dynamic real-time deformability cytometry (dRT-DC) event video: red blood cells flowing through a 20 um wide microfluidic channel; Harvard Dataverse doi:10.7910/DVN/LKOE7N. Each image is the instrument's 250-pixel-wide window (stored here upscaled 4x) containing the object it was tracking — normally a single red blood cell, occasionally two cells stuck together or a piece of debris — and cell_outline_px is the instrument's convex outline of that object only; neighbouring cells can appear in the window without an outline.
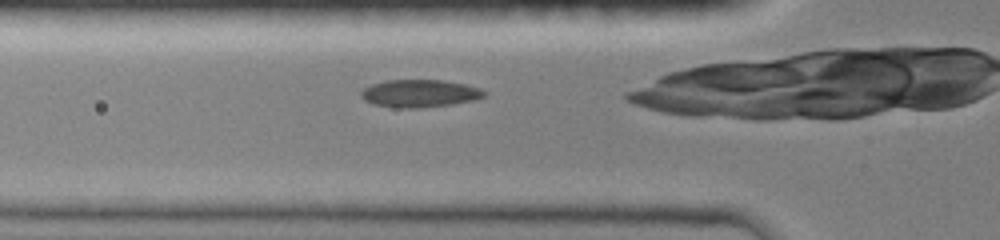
{"species": "common noctule bat (a hibernating species)", "species_latin": "Nyctalus noctula", "temperature_condition": "room temperature", "stored_images_in_passage": 24, "camera_frame_rate_fps": 3000, "um_per_image_px": 0.085, "animal": {"sex": "female", "body_mass_g": 19.0, "forearm_length_mm": 51.5}, "frame": {"image": 1, "passage_image": 4, "time_ms": 1.333, "image_size_px": [1000, 240], "cell_outline_px": [[484, 96], [472, 100], [448, 104], [416, 108], [396, 108], [372, 104], [364, 100], [360, 96], [360, 92], [364, 88], [372, 84], [384, 80], [440, 80], [464, 84], [480, 88], [484, 92]], "centroid_in_image_um": [35.58, 7.94], "position_along_channel_um": 90.2, "area_um2": 19.59}}
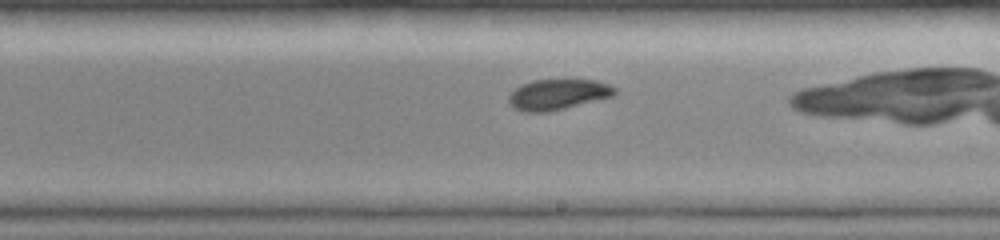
{"frame": {"image": 2, "passage_image": 12, "time_ms": 5.0, "image_size_px": [1000, 240], "cell_outline_px": [[616, 92], [612, 96], [548, 112], [524, 112], [516, 108], [508, 100], [508, 96], [516, 88], [532, 80], [596, 80], [608, 84], [616, 88]], "centroid_in_image_um": [47.42, 8.02], "position_along_channel_um": 241.6, "area_um2": 18.5}}
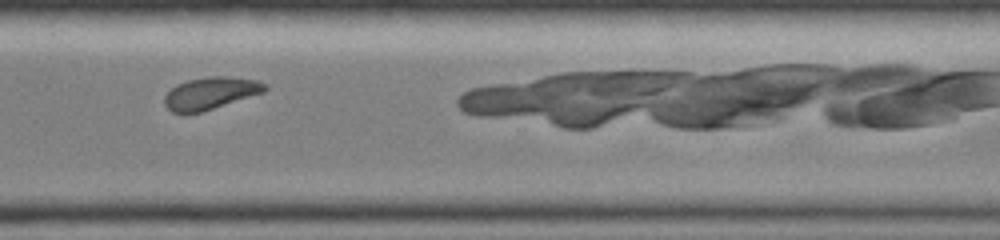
{"frame": {"image": 3, "passage_image": 23, "time_ms": 7.667, "image_size_px": [1000, 240], "cell_outline_px": [[268, 88], [264, 92], [200, 112], [172, 112], [164, 104], [164, 96], [176, 84], [188, 80], [212, 76], [224, 76], [256, 80], [268, 84]], "centroid_in_image_um": [17.9, 7.9], "position_along_channel_um": 352.7, "area_um2": 18.5}}